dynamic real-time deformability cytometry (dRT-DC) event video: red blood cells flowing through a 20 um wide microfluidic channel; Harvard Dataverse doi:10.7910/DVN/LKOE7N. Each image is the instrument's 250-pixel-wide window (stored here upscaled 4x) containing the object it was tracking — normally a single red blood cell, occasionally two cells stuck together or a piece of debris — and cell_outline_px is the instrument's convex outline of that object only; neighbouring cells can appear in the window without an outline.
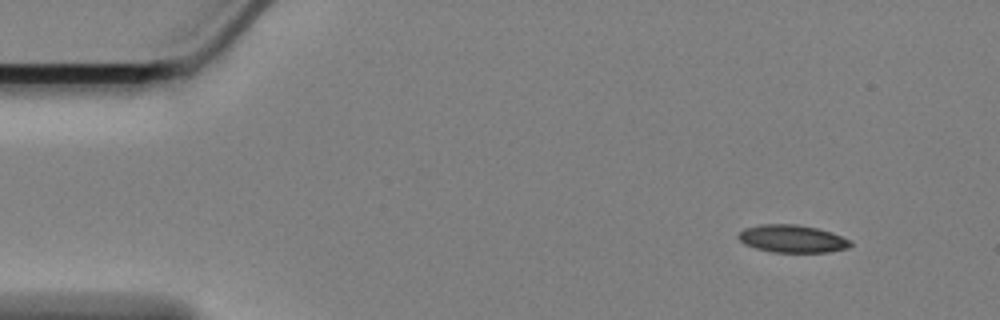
{"species": "Egyptian fruit bat (a non-hibernating species)", "species_latin": "Rousettus aegyptiacus", "temperature_condition": "cold", "stored_images_in_passage": 55, "segment_of_instrument_passage": [1, 2], "camera_frame_rate_fps": 3000, "um_per_image_px": 0.085, "animal": {"sex": "female"}, "frame": {"image": 1, "passage_image": 1, "time_ms": 0.0, "image_size_px": [1000, 320], "cell_outline_px": [[852, 244], [848, 248], [828, 252], [772, 252], [756, 248], [744, 244], [736, 236], [744, 228], [760, 224], [796, 224], [816, 228], [840, 236], [848, 240]], "centroid_in_image_um": [67.28, 20.29], "position_along_channel_um": 17.7, "area_um2": 17.86}}
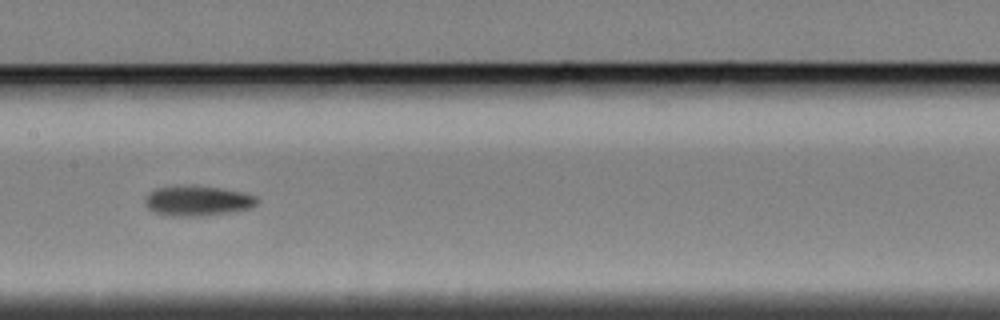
{"frame": {"image": 2, "passage_image": 24, "time_ms": 7.667, "image_size_px": [1000, 320], "cell_outline_px": [[260, 200], [252, 208], [232, 212], [200, 216], [168, 216], [152, 212], [144, 204], [144, 196], [148, 192], [156, 188], [220, 188], [240, 192], [256, 196]], "centroid_in_image_um": [16.78, 17.12], "position_along_channel_um": 190.6, "area_um2": 19.19}}
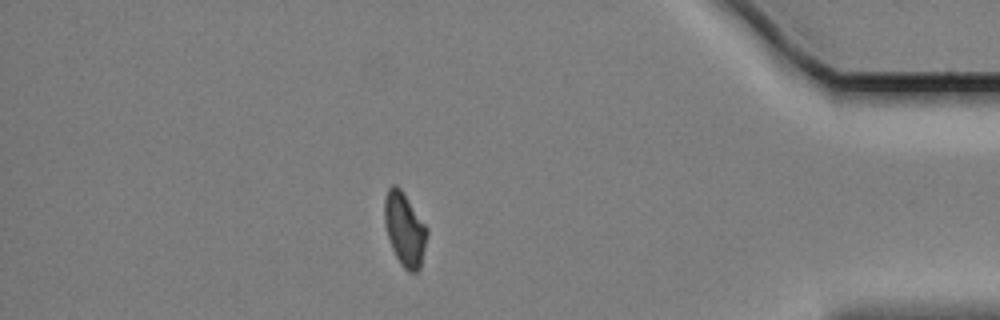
{"frame": {"image": 3, "passage_image": 46, "time_ms": 15.0, "image_size_px": [1000, 320], "cell_outline_px": [[428, 232], [420, 268], [416, 272], [408, 272], [400, 264], [392, 248], [384, 224], [384, 200], [388, 188], [392, 184], [396, 184], [404, 192], [428, 228]], "centroid_in_image_um": [34.39, 19.46], "position_along_channel_um": 400.8, "area_um2": 18.32}}